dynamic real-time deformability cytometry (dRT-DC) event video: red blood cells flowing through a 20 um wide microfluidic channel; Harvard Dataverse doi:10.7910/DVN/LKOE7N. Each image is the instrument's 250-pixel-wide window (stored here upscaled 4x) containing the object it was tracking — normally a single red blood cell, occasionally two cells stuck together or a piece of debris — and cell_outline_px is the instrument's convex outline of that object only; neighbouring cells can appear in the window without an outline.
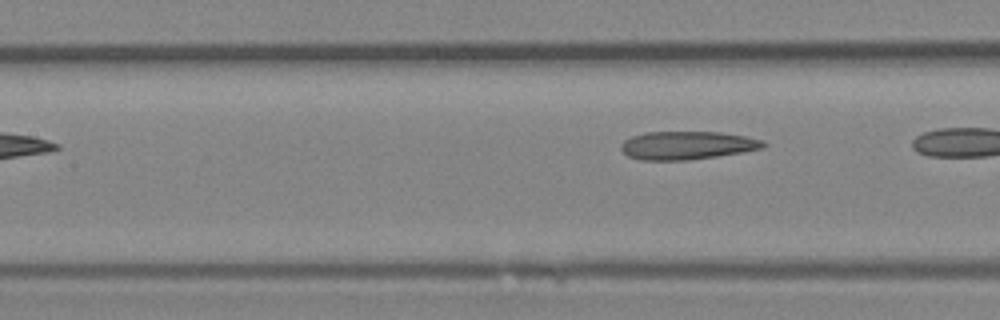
{"species": "Egyptian fruit bat (a non-hibernating species)", "species_latin": "Rousettus aegyptiacus", "temperature_condition": "room temperature", "stored_images_in_passage": 6, "segment_of_instrument_passage": [2, 2], "camera_frame_rate_fps": 3000, "um_per_image_px": 0.085, "animal": {"sex": "female"}, "frame": {"image": 1, "passage_image": 6, "time_ms": 1.667, "image_size_px": [1000, 320], "cell_outline_px": [[768, 144], [764, 148], [716, 156], [688, 160], [640, 160], [628, 156], [620, 148], [620, 144], [624, 140], [632, 136], [648, 132], [720, 132], [744, 136], [764, 140]], "centroid_in_image_um": [58.4, 12.35], "position_along_channel_um": 149.0, "area_um2": 23.35}}